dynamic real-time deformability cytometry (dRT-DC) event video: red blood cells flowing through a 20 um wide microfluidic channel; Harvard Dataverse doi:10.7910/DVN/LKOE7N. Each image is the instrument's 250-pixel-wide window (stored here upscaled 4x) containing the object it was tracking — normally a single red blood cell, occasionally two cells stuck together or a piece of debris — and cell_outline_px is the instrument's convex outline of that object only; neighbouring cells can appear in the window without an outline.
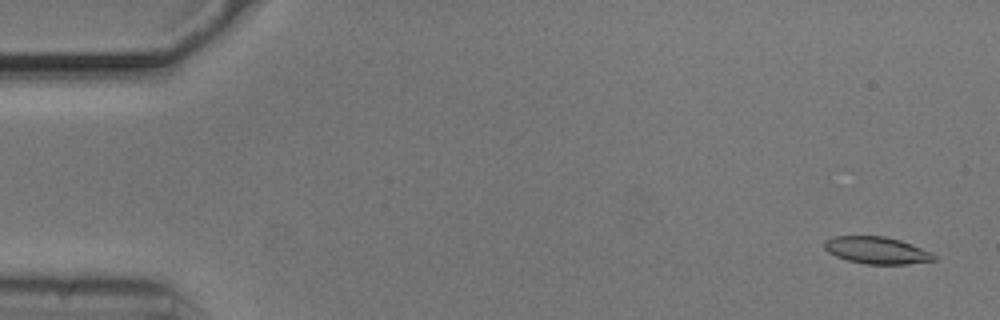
{"species": "common noctule bat (a hibernating species)", "species_latin": "Nyctalus noctula", "temperature_condition": "cold", "stored_images_in_passage": 55, "camera_frame_rate_fps": 3000, "um_per_image_px": 0.085, "animal": {"sex": "male", "body_mass_g": 20.5, "forearm_length_mm": 52.5}, "frame": {"image": 1, "passage_image": 3, "time_ms": 0.667, "image_size_px": [1000, 320], "cell_outline_px": [[936, 260], [904, 264], [868, 264], [848, 260], [836, 256], [828, 252], [824, 248], [824, 240], [832, 236], [884, 236], [900, 240], [912, 244], [932, 252], [936, 256]], "centroid_in_image_um": [74.52, 21.26], "position_along_channel_um": 10.5, "area_um2": 17.28}}
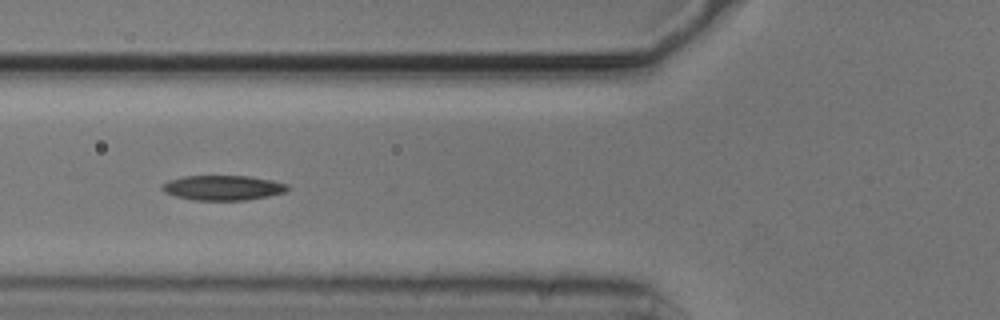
{"frame": {"image": 2, "passage_image": 21, "time_ms": 6.667, "image_size_px": [1000, 320], "cell_outline_px": [[288, 188], [284, 192], [268, 196], [244, 200], [192, 200], [176, 196], [164, 192], [160, 188], [168, 180], [184, 176], [248, 176], [272, 180], [288, 184]], "centroid_in_image_um": [18.93, 15.96], "position_along_channel_um": 106.9, "area_um2": 18.09}}
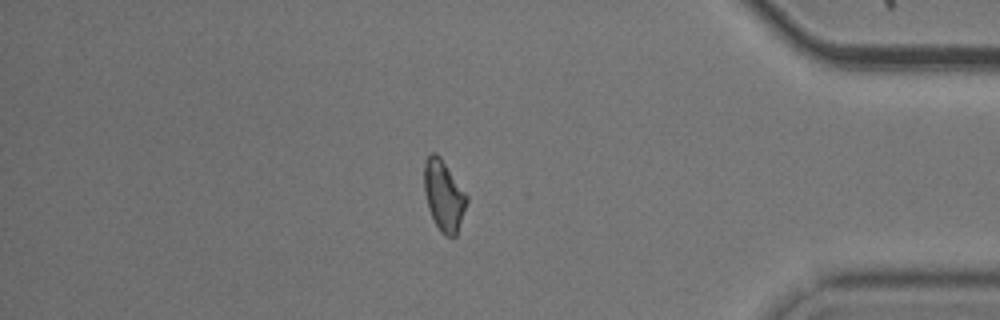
{"frame": {"image": 3, "passage_image": 47, "time_ms": 15.333, "image_size_px": [1000, 320], "cell_outline_px": [[468, 200], [456, 236], [444, 236], [440, 232], [428, 208], [424, 192], [424, 160], [432, 152], [436, 152], [440, 156], [468, 196]], "centroid_in_image_um": [37.71, 16.61], "position_along_channel_um": 397.5, "area_um2": 17.51}, "authors_computed_cell_mechanics": {"area_um2": 17.9758, "velocity_mm_per_s": 3.7218, "shape_relaxation_time_tau1_ms": 4.0039, "shape_relaxation_time_tau2_ms": 7.2287, "deformation_change_tau1": 0.1183, "deformation_change_tau2": 0.1497}}